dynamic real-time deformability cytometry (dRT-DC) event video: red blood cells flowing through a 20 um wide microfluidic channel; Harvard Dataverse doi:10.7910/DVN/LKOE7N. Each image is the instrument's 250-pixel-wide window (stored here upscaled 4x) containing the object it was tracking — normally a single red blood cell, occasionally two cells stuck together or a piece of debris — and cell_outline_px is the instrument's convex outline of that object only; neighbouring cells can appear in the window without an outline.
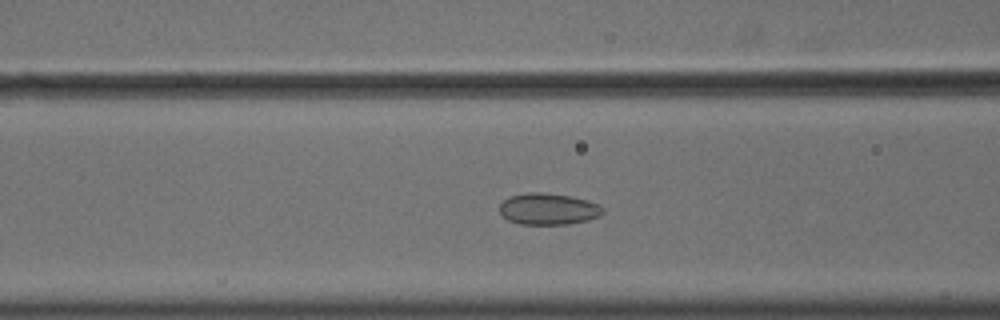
{"species": "common noctule bat (a hibernating species)", "species_latin": "Nyctalus noctula", "temperature_condition": "cold", "stored_images_in_passage": 41, "camera_frame_rate_fps": 3000, "um_per_image_px": 0.085, "animal": {"sex": "male", "body_mass_g": 18.8}, "frame": {"image": 1, "passage_image": 8, "time_ms": 2.333, "image_size_px": [1000, 320], "cell_outline_px": [[604, 212], [600, 216], [588, 220], [568, 224], [520, 224], [508, 220], [500, 212], [500, 204], [504, 200], [512, 196], [528, 192], [544, 192], [568, 196], [600, 204], [604, 208]], "centroid_in_image_um": [46.63, 17.77], "position_along_channel_um": 120.0, "area_um2": 18.84}}
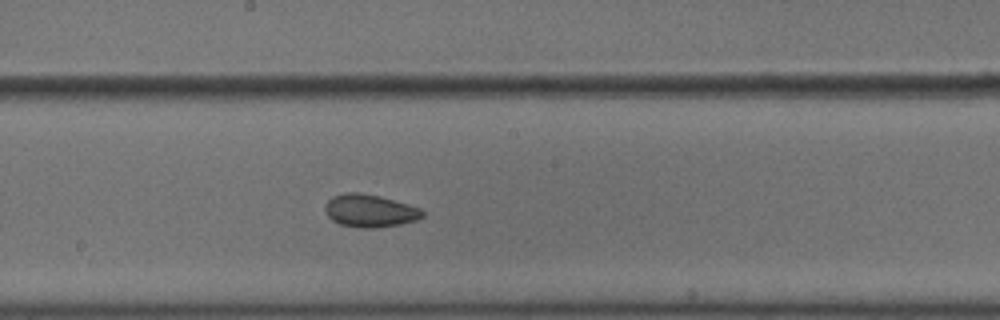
{"frame": {"image": 2, "passage_image": 16, "time_ms": 5.0, "image_size_px": [1000, 320], "cell_outline_px": [[424, 216], [416, 220], [400, 224], [376, 228], [360, 228], [340, 224], [332, 220], [324, 212], [324, 204], [332, 196], [344, 192], [360, 192], [380, 196], [408, 204], [420, 208], [424, 212]], "centroid_in_image_um": [31.4, 17.91], "position_along_channel_um": 216.8, "area_um2": 18.79}}
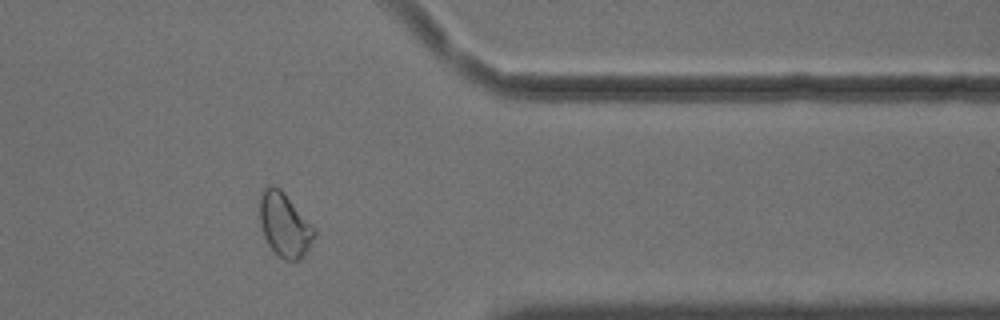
{"frame": {"image": 3, "passage_image": 31, "time_ms": 10.0, "image_size_px": [1000, 320], "cell_outline_px": [[316, 236], [300, 260], [284, 260], [268, 244], [264, 236], [260, 224], [260, 196], [264, 188], [268, 184], [272, 184], [280, 188], [284, 192], [316, 228]], "centroid_in_image_um": [24.2, 19.08], "position_along_channel_um": 387.2, "area_um2": 20.4}, "authors_computed_cell_mechanics": {"area_um2": 18.8428, "velocity_mm_per_s": 3.6229, "shape_relaxation_time_tau1_ms": null, "shape_relaxation_time_tau2_ms": 2.3726, "deformation_change_tau1": null, "deformation_change_tau2": 0.0618}}